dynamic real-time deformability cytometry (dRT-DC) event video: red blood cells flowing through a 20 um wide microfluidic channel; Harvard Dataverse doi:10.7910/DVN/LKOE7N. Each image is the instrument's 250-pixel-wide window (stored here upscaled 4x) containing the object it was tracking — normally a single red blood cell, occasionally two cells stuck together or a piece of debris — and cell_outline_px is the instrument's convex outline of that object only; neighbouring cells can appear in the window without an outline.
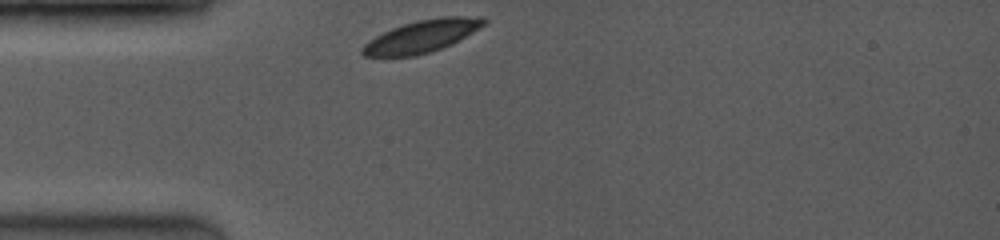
{"species": "common noctule bat (a hibernating species)", "species_latin": "Nyctalus noctula", "temperature_condition": "room temperature", "stored_images_in_passage": 15, "camera_frame_rate_fps": 3500, "um_per_image_px": 0.085, "animal": {"sex": "female", "body_mass_g": 19.0, "forearm_length_mm": 53.3}, "frame": {"image": 1, "passage_image": 1, "time_ms": 0.0, "image_size_px": [1000, 240], "cell_outline_px": [[488, 20], [484, 24], [452, 44], [416, 56], [364, 56], [360, 52], [360, 48], [368, 40], [392, 28], [404, 24], [420, 20], [440, 16], [484, 16]], "centroid_in_image_um": [35.84, 3.07], "position_along_channel_um": 49.2, "area_um2": 22.66}}
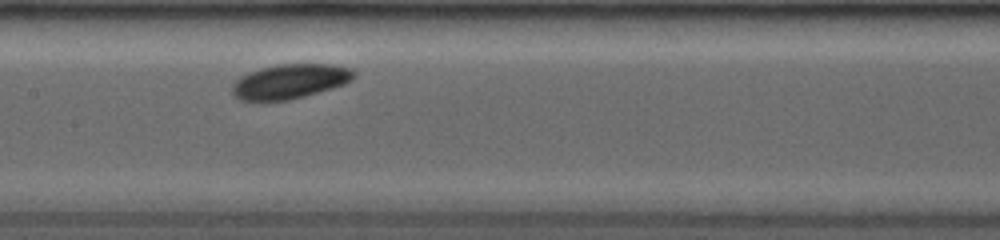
{"frame": {"image": 2, "passage_image": 9, "time_ms": 3.714, "image_size_px": [1000, 240], "cell_outline_px": [[356, 76], [352, 80], [344, 84], [332, 88], [304, 96], [288, 100], [240, 100], [232, 92], [232, 84], [240, 76], [248, 72], [260, 68], [280, 64], [332, 64], [352, 68], [356, 72]], "centroid_in_image_um": [24.67, 6.9], "position_along_channel_um": 182.7, "area_um2": 24.51}}